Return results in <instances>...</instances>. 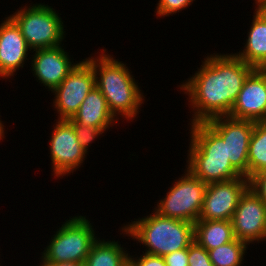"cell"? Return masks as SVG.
Masks as SVG:
<instances>
[{
	"mask_svg": "<svg viewBox=\"0 0 266 266\" xmlns=\"http://www.w3.org/2000/svg\"><path fill=\"white\" fill-rule=\"evenodd\" d=\"M204 58L197 72L178 85L188 96V107L193 112L189 124L228 116L246 78L255 69L233 52H216Z\"/></svg>",
	"mask_w": 266,
	"mask_h": 266,
	"instance_id": "obj_1",
	"label": "cell"
},
{
	"mask_svg": "<svg viewBox=\"0 0 266 266\" xmlns=\"http://www.w3.org/2000/svg\"><path fill=\"white\" fill-rule=\"evenodd\" d=\"M106 50L102 49L98 56L90 55L85 60L92 66L95 85L106 98L113 116L118 121L123 118L126 122H133L138 118L136 116L139 115V109L145 101L143 90H140L127 64L115 59Z\"/></svg>",
	"mask_w": 266,
	"mask_h": 266,
	"instance_id": "obj_2",
	"label": "cell"
},
{
	"mask_svg": "<svg viewBox=\"0 0 266 266\" xmlns=\"http://www.w3.org/2000/svg\"><path fill=\"white\" fill-rule=\"evenodd\" d=\"M120 227V235L132 238L145 246V253L164 257L188 248L194 241V223L161 216L152 211ZM138 241V242H137Z\"/></svg>",
	"mask_w": 266,
	"mask_h": 266,
	"instance_id": "obj_3",
	"label": "cell"
},
{
	"mask_svg": "<svg viewBox=\"0 0 266 266\" xmlns=\"http://www.w3.org/2000/svg\"><path fill=\"white\" fill-rule=\"evenodd\" d=\"M190 125L186 168L207 184L242 177L227 158L223 139L206 122Z\"/></svg>",
	"mask_w": 266,
	"mask_h": 266,
	"instance_id": "obj_4",
	"label": "cell"
},
{
	"mask_svg": "<svg viewBox=\"0 0 266 266\" xmlns=\"http://www.w3.org/2000/svg\"><path fill=\"white\" fill-rule=\"evenodd\" d=\"M65 221L54 231L49 244L43 248L40 257L42 264H84L92 245L98 240L93 223H90L86 215L78 214Z\"/></svg>",
	"mask_w": 266,
	"mask_h": 266,
	"instance_id": "obj_5",
	"label": "cell"
},
{
	"mask_svg": "<svg viewBox=\"0 0 266 266\" xmlns=\"http://www.w3.org/2000/svg\"><path fill=\"white\" fill-rule=\"evenodd\" d=\"M30 4L21 6L20 10L17 9L9 16L21 29L32 53L34 50L61 45L66 31L59 13L45 3Z\"/></svg>",
	"mask_w": 266,
	"mask_h": 266,
	"instance_id": "obj_6",
	"label": "cell"
},
{
	"mask_svg": "<svg viewBox=\"0 0 266 266\" xmlns=\"http://www.w3.org/2000/svg\"><path fill=\"white\" fill-rule=\"evenodd\" d=\"M206 187L207 183L186 168L153 210L164 217L195 223L202 210Z\"/></svg>",
	"mask_w": 266,
	"mask_h": 266,
	"instance_id": "obj_7",
	"label": "cell"
},
{
	"mask_svg": "<svg viewBox=\"0 0 266 266\" xmlns=\"http://www.w3.org/2000/svg\"><path fill=\"white\" fill-rule=\"evenodd\" d=\"M53 130L48 142L51 159V169L54 178L74 173L82 166L87 152L81 147L76 138L74 128L67 119L54 120Z\"/></svg>",
	"mask_w": 266,
	"mask_h": 266,
	"instance_id": "obj_8",
	"label": "cell"
},
{
	"mask_svg": "<svg viewBox=\"0 0 266 266\" xmlns=\"http://www.w3.org/2000/svg\"><path fill=\"white\" fill-rule=\"evenodd\" d=\"M95 86V73L92 66L85 59L79 61L61 84L52 91L57 119L72 118Z\"/></svg>",
	"mask_w": 266,
	"mask_h": 266,
	"instance_id": "obj_9",
	"label": "cell"
},
{
	"mask_svg": "<svg viewBox=\"0 0 266 266\" xmlns=\"http://www.w3.org/2000/svg\"><path fill=\"white\" fill-rule=\"evenodd\" d=\"M206 123L226 143L227 158L231 165L248 178V148L254 129V121L220 116Z\"/></svg>",
	"mask_w": 266,
	"mask_h": 266,
	"instance_id": "obj_10",
	"label": "cell"
},
{
	"mask_svg": "<svg viewBox=\"0 0 266 266\" xmlns=\"http://www.w3.org/2000/svg\"><path fill=\"white\" fill-rule=\"evenodd\" d=\"M234 237L250 244L266 241V204L249 187L231 218Z\"/></svg>",
	"mask_w": 266,
	"mask_h": 266,
	"instance_id": "obj_11",
	"label": "cell"
},
{
	"mask_svg": "<svg viewBox=\"0 0 266 266\" xmlns=\"http://www.w3.org/2000/svg\"><path fill=\"white\" fill-rule=\"evenodd\" d=\"M249 188L247 177L207 184L198 220H231L241 196Z\"/></svg>",
	"mask_w": 266,
	"mask_h": 266,
	"instance_id": "obj_12",
	"label": "cell"
},
{
	"mask_svg": "<svg viewBox=\"0 0 266 266\" xmlns=\"http://www.w3.org/2000/svg\"><path fill=\"white\" fill-rule=\"evenodd\" d=\"M64 43L51 48L34 50L31 59L30 70L37 82L43 84L48 91H53L68 76L73 68L79 63H75L63 48ZM33 56V57H32ZM72 60V61H71ZM32 68V69H31Z\"/></svg>",
	"mask_w": 266,
	"mask_h": 266,
	"instance_id": "obj_13",
	"label": "cell"
},
{
	"mask_svg": "<svg viewBox=\"0 0 266 266\" xmlns=\"http://www.w3.org/2000/svg\"><path fill=\"white\" fill-rule=\"evenodd\" d=\"M228 116L254 122L266 121V69L255 68L248 75Z\"/></svg>",
	"mask_w": 266,
	"mask_h": 266,
	"instance_id": "obj_14",
	"label": "cell"
},
{
	"mask_svg": "<svg viewBox=\"0 0 266 266\" xmlns=\"http://www.w3.org/2000/svg\"><path fill=\"white\" fill-rule=\"evenodd\" d=\"M31 52L19 26L9 15L5 17L0 24V77H13Z\"/></svg>",
	"mask_w": 266,
	"mask_h": 266,
	"instance_id": "obj_15",
	"label": "cell"
},
{
	"mask_svg": "<svg viewBox=\"0 0 266 266\" xmlns=\"http://www.w3.org/2000/svg\"><path fill=\"white\" fill-rule=\"evenodd\" d=\"M254 15L244 47L234 53L248 65L266 68V8L254 7Z\"/></svg>",
	"mask_w": 266,
	"mask_h": 266,
	"instance_id": "obj_16",
	"label": "cell"
},
{
	"mask_svg": "<svg viewBox=\"0 0 266 266\" xmlns=\"http://www.w3.org/2000/svg\"><path fill=\"white\" fill-rule=\"evenodd\" d=\"M71 119L79 124L97 128H110L118 124V120L109 110L106 98L96 86L88 93Z\"/></svg>",
	"mask_w": 266,
	"mask_h": 266,
	"instance_id": "obj_17",
	"label": "cell"
},
{
	"mask_svg": "<svg viewBox=\"0 0 266 266\" xmlns=\"http://www.w3.org/2000/svg\"><path fill=\"white\" fill-rule=\"evenodd\" d=\"M234 239L231 220H197L194 223V241L207 251Z\"/></svg>",
	"mask_w": 266,
	"mask_h": 266,
	"instance_id": "obj_18",
	"label": "cell"
},
{
	"mask_svg": "<svg viewBox=\"0 0 266 266\" xmlns=\"http://www.w3.org/2000/svg\"><path fill=\"white\" fill-rule=\"evenodd\" d=\"M120 241L100 239L92 245L83 266H122L130 253Z\"/></svg>",
	"mask_w": 266,
	"mask_h": 266,
	"instance_id": "obj_19",
	"label": "cell"
},
{
	"mask_svg": "<svg viewBox=\"0 0 266 266\" xmlns=\"http://www.w3.org/2000/svg\"><path fill=\"white\" fill-rule=\"evenodd\" d=\"M260 171H266V121L254 122L248 148V179Z\"/></svg>",
	"mask_w": 266,
	"mask_h": 266,
	"instance_id": "obj_20",
	"label": "cell"
},
{
	"mask_svg": "<svg viewBox=\"0 0 266 266\" xmlns=\"http://www.w3.org/2000/svg\"><path fill=\"white\" fill-rule=\"evenodd\" d=\"M248 246L246 242L235 238L225 245L208 250L209 258L214 266H243Z\"/></svg>",
	"mask_w": 266,
	"mask_h": 266,
	"instance_id": "obj_21",
	"label": "cell"
},
{
	"mask_svg": "<svg viewBox=\"0 0 266 266\" xmlns=\"http://www.w3.org/2000/svg\"><path fill=\"white\" fill-rule=\"evenodd\" d=\"M73 126L76 138L81 147L87 152L90 149L91 143H94L97 138L102 137L109 128H97L79 124L71 118L67 119ZM102 135V136H101Z\"/></svg>",
	"mask_w": 266,
	"mask_h": 266,
	"instance_id": "obj_22",
	"label": "cell"
},
{
	"mask_svg": "<svg viewBox=\"0 0 266 266\" xmlns=\"http://www.w3.org/2000/svg\"><path fill=\"white\" fill-rule=\"evenodd\" d=\"M193 1L195 0H158L154 12L157 18L169 17L187 9L188 6L192 5Z\"/></svg>",
	"mask_w": 266,
	"mask_h": 266,
	"instance_id": "obj_23",
	"label": "cell"
},
{
	"mask_svg": "<svg viewBox=\"0 0 266 266\" xmlns=\"http://www.w3.org/2000/svg\"><path fill=\"white\" fill-rule=\"evenodd\" d=\"M188 266H214L208 251L193 241L188 247Z\"/></svg>",
	"mask_w": 266,
	"mask_h": 266,
	"instance_id": "obj_24",
	"label": "cell"
},
{
	"mask_svg": "<svg viewBox=\"0 0 266 266\" xmlns=\"http://www.w3.org/2000/svg\"><path fill=\"white\" fill-rule=\"evenodd\" d=\"M249 187L266 204V171L255 173L249 178Z\"/></svg>",
	"mask_w": 266,
	"mask_h": 266,
	"instance_id": "obj_25",
	"label": "cell"
},
{
	"mask_svg": "<svg viewBox=\"0 0 266 266\" xmlns=\"http://www.w3.org/2000/svg\"><path fill=\"white\" fill-rule=\"evenodd\" d=\"M142 255H129V258L137 265V266H166L165 260L161 256H155L144 253L142 251Z\"/></svg>",
	"mask_w": 266,
	"mask_h": 266,
	"instance_id": "obj_26",
	"label": "cell"
},
{
	"mask_svg": "<svg viewBox=\"0 0 266 266\" xmlns=\"http://www.w3.org/2000/svg\"><path fill=\"white\" fill-rule=\"evenodd\" d=\"M166 266H188V248L174 251L164 257Z\"/></svg>",
	"mask_w": 266,
	"mask_h": 266,
	"instance_id": "obj_27",
	"label": "cell"
},
{
	"mask_svg": "<svg viewBox=\"0 0 266 266\" xmlns=\"http://www.w3.org/2000/svg\"><path fill=\"white\" fill-rule=\"evenodd\" d=\"M47 266H83V264L79 263H56V264H45Z\"/></svg>",
	"mask_w": 266,
	"mask_h": 266,
	"instance_id": "obj_28",
	"label": "cell"
},
{
	"mask_svg": "<svg viewBox=\"0 0 266 266\" xmlns=\"http://www.w3.org/2000/svg\"><path fill=\"white\" fill-rule=\"evenodd\" d=\"M0 117H1V115H0ZM5 134H6L5 126H4L3 121L0 118V142H1V140L3 141L4 138H6Z\"/></svg>",
	"mask_w": 266,
	"mask_h": 266,
	"instance_id": "obj_29",
	"label": "cell"
},
{
	"mask_svg": "<svg viewBox=\"0 0 266 266\" xmlns=\"http://www.w3.org/2000/svg\"><path fill=\"white\" fill-rule=\"evenodd\" d=\"M255 4L253 3V5H256V8H266V0H254Z\"/></svg>",
	"mask_w": 266,
	"mask_h": 266,
	"instance_id": "obj_30",
	"label": "cell"
},
{
	"mask_svg": "<svg viewBox=\"0 0 266 266\" xmlns=\"http://www.w3.org/2000/svg\"><path fill=\"white\" fill-rule=\"evenodd\" d=\"M122 266H137L130 258Z\"/></svg>",
	"mask_w": 266,
	"mask_h": 266,
	"instance_id": "obj_31",
	"label": "cell"
},
{
	"mask_svg": "<svg viewBox=\"0 0 266 266\" xmlns=\"http://www.w3.org/2000/svg\"><path fill=\"white\" fill-rule=\"evenodd\" d=\"M38 266H47V265H45V264H42V263L40 262V265H38Z\"/></svg>",
	"mask_w": 266,
	"mask_h": 266,
	"instance_id": "obj_32",
	"label": "cell"
}]
</instances>
